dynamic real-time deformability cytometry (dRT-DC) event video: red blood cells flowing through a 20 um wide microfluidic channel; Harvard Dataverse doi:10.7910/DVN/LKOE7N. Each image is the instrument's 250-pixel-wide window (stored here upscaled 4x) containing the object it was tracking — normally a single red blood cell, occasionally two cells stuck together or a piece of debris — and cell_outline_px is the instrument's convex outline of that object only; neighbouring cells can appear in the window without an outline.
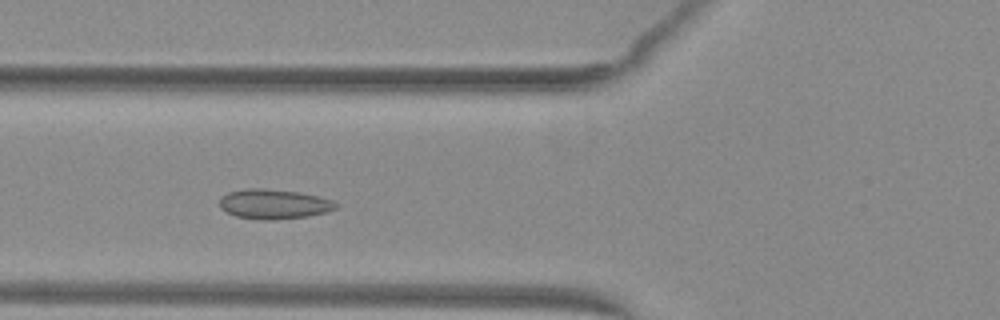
{"species": "common noctule bat (a hibernating species)", "species_latin": "Nyctalus noctula", "temperature_condition": "warm", "stored_images_in_passage": 45, "camera_frame_rate_fps": 3000, "um_per_image_px": 0.085, "animal": {"sex": "female", "body_mass_g": 29.2, "forearm_length_mm": 56.3}, "frame": {"image": 1, "passage_image": 14, "time_ms": 4.333, "image_size_px": [1000, 320], "cell_outline_px": [[340, 204], [336, 208], [324, 212], [308, 216], [276, 220], [260, 220], [236, 216], [220, 208], [220, 196], [228, 192], [248, 188], [264, 188], [300, 192], [332, 200]], "centroid_in_image_um": [23.26, 17.34], "position_along_channel_um": 102.5, "area_um2": 20.23}}
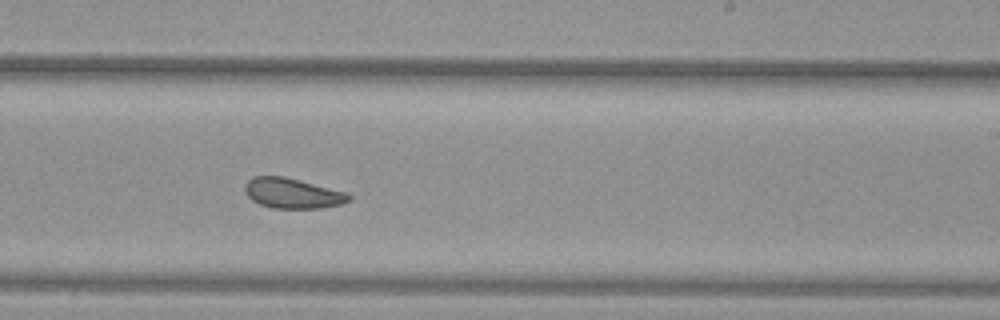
{"frame": {"image": 2, "passage_image": 26, "time_ms": 8.333, "image_size_px": [1000, 320], "cell_outline_px": [[352, 200], [340, 204], [320, 208], [272, 208], [260, 204], [252, 200], [244, 192], [244, 184], [252, 176], [284, 176], [348, 192], [352, 196]], "centroid_in_image_um": [24.86, 16.42], "position_along_channel_um": 264.1, "area_um2": 18.5}}
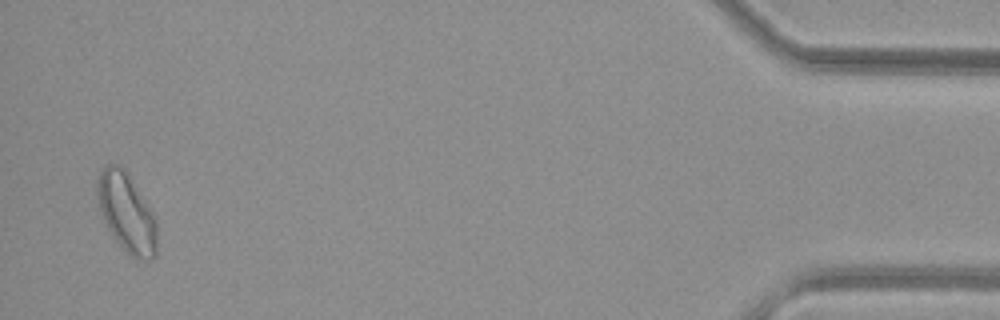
{"frame": {"image": 3, "passage_image": 44, "time_ms": 14.333, "image_size_px": [1000, 320], "cell_outline_px": [[156, 256], [152, 260], [140, 260], [132, 256], [112, 236], [100, 212], [96, 192], [96, 180], [100, 172], [108, 164], [120, 164], [128, 172], [152, 212], [156, 220]], "centroid_in_image_um": [10.75, 18.05], "position_along_channel_um": 424.4, "area_um2": 27.46}, "authors_computed_cell_mechanics": {"area_um2": 20.3456, "velocity_mm_per_s": 4.051, "shape_relaxation_time_tau1_ms": null, "shape_relaxation_time_tau2_ms": 1.1593, "deformation_change_tau1": null, "deformation_change_tau2": 0.0483}}